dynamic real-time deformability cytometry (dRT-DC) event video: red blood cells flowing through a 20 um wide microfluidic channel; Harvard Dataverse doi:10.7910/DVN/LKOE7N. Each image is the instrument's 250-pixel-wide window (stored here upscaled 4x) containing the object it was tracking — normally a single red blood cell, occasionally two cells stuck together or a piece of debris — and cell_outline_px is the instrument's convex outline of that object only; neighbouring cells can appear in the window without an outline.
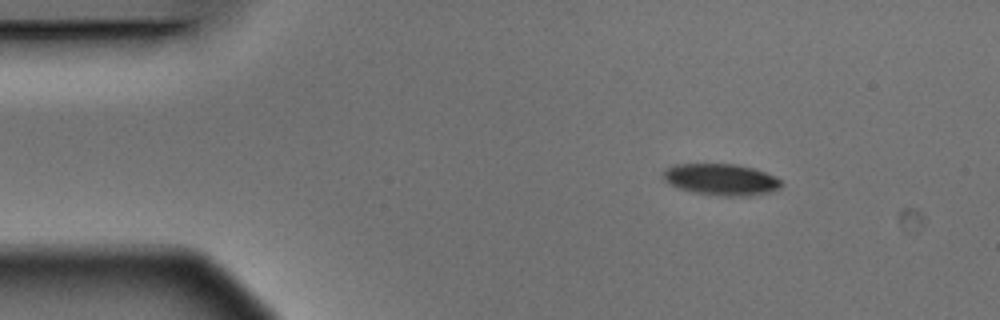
{"species": "Egyptian fruit bat (a non-hibernating species)", "species_latin": "Rousettus aegyptiacus", "temperature_condition": "warm", "stored_images_in_passage": 3, "camera_frame_rate_fps": 3000, "um_per_image_px": 0.085, "animal": {"sex": "male"}, "frame": {"image": 1, "passage_image": 1, "time_ms": 0.0, "image_size_px": [1000, 320], "cell_outline_px": [[784, 184], [780, 188], [772, 192], [740, 196], [724, 196], [692, 192], [668, 184], [664, 180], [664, 168], [672, 164], [736, 164], [752, 168], [776, 176]], "centroid_in_image_um": [61.29, 15.25], "position_along_channel_um": 23.7, "area_um2": 21.73}}